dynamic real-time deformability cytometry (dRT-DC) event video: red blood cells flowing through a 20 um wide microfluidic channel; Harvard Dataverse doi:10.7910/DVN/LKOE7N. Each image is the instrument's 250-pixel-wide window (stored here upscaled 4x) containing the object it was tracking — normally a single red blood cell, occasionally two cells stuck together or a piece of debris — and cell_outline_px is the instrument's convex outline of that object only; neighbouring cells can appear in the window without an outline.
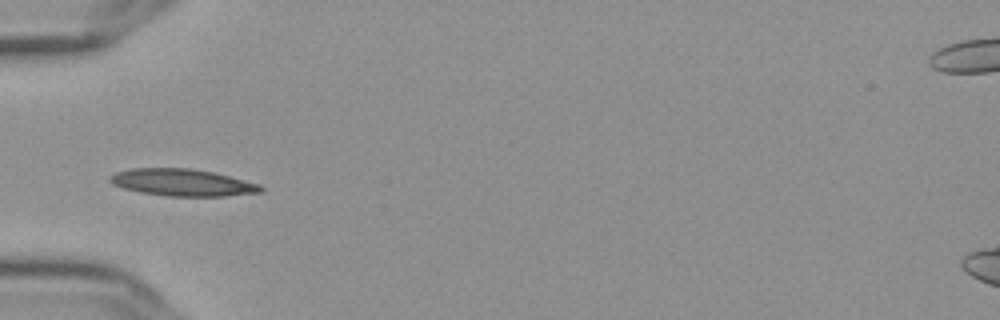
{"species": "Egyptian fruit bat (a non-hibernating species)", "species_latin": "Rousettus aegyptiacus", "temperature_condition": "cold", "stored_images_in_passage": 38, "camera_frame_rate_fps": 3000, "um_per_image_px": 0.085, "frame": {"image": 1, "passage_image": 1, "time_ms": 0.0, "image_size_px": [1000, 320], "cell_outline_px": [[264, 192], [224, 196], [168, 196], [140, 192], [124, 188], [112, 184], [108, 180], [108, 176], [116, 172], [132, 168], [188, 168], [212, 172], [260, 184], [264, 188]], "centroid_in_image_um": [15.49, 15.51], "position_along_channel_um": 69.5, "area_um2": 23.7}}
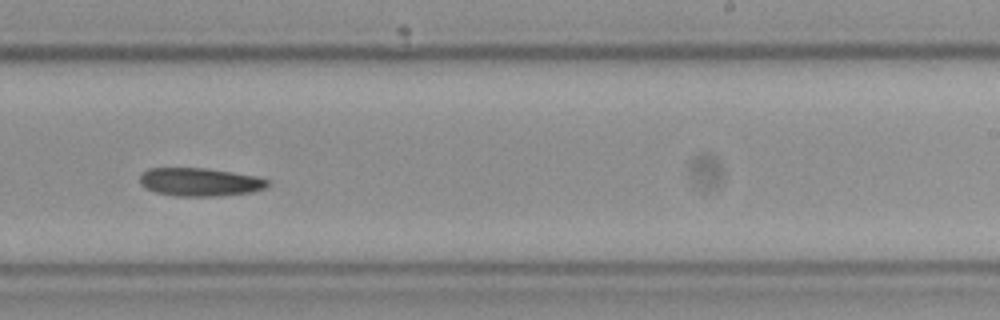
{"frame": {"image": 2, "passage_image": 18, "time_ms": 5.667, "image_size_px": [1000, 320], "cell_outline_px": [[272, 184], [264, 188], [252, 192], [220, 196], [172, 196], [156, 192], [140, 184], [140, 172], [148, 168], [204, 168], [232, 172], [256, 176], [268, 180]], "centroid_in_image_um": [16.99, 15.47], "position_along_channel_um": 272.0, "area_um2": 21.15}}
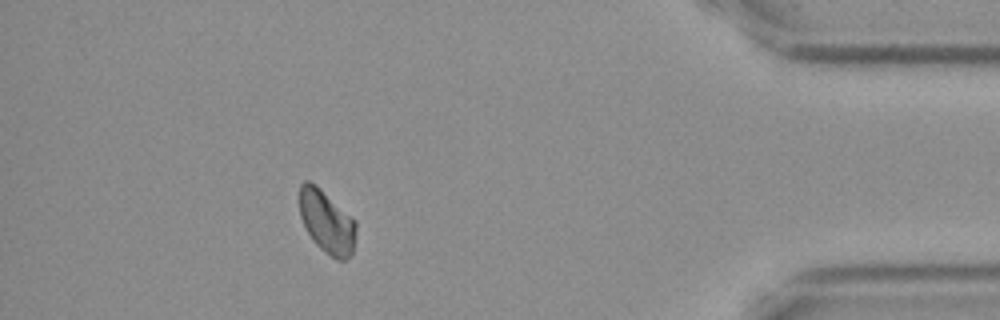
{"frame": {"image": 3, "passage_image": 33, "time_ms": 10.667, "image_size_px": [1000, 320], "cell_outline_px": [[356, 232], [352, 256], [344, 260], [340, 260], [332, 256], [320, 248], [316, 244], [308, 232], [300, 216], [300, 184], [304, 180], [308, 180], [320, 188], [352, 216], [356, 220]], "centroid_in_image_um": [27.8, 18.85], "position_along_channel_um": 407.4, "area_um2": 20.63}}